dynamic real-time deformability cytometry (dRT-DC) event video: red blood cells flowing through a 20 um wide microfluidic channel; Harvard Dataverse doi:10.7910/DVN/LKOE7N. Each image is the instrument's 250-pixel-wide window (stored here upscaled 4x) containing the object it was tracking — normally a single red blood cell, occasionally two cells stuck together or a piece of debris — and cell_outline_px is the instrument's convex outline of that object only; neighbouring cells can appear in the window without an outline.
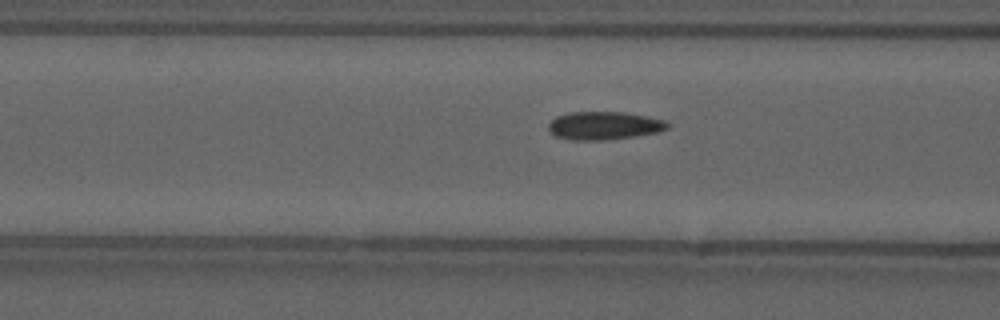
{"species": "common noctule bat (a hibernating species)", "species_latin": "Nyctalus noctula", "temperature_condition": "cold", "stored_images_in_passage": 20, "camera_frame_rate_fps": 3000, "um_per_image_px": 0.085, "animal": {"sex": "male", "forearm_length_mm": 52.5}, "frame": {"image": 1, "passage_image": 17, "time_ms": 5.333, "image_size_px": [1000, 320], "cell_outline_px": [[672, 124], [668, 128], [656, 132], [636, 136], [608, 140], [572, 140], [556, 136], [548, 132], [548, 124], [556, 116], [568, 112], [624, 112], [648, 116], [664, 120]], "centroid_in_image_um": [51.34, 10.68], "position_along_channel_um": 115.3, "area_um2": 19.71}}